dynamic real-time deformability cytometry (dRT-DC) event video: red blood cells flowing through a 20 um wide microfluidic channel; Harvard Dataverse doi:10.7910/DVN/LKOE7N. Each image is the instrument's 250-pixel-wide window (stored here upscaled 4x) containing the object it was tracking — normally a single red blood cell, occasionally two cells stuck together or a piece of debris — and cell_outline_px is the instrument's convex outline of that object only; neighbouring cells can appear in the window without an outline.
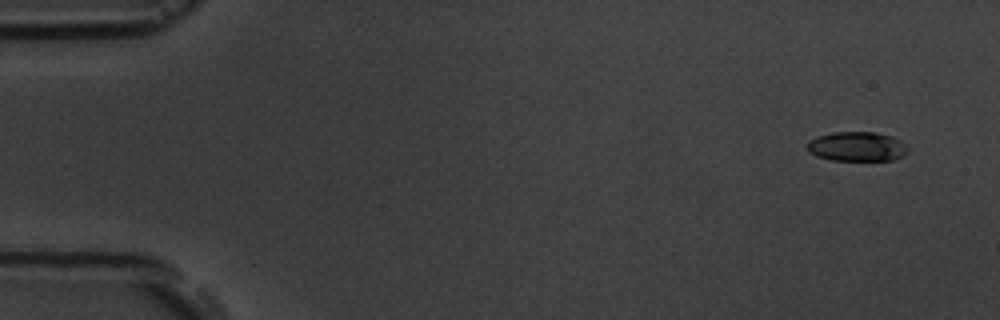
{"species": "common noctule bat (a hibernating species)", "species_latin": "Nyctalus noctula", "temperature_condition": "room temperature", "stored_images_in_passage": 6, "camera_frame_rate_fps": 3000, "um_per_image_px": 0.085, "animal": {"sex": "male", "body_mass_g": 19.5, "forearm_length_mm": 54.6}, "frame": {"image": 1, "passage_image": 1, "time_ms": 0.0, "image_size_px": [1000, 320], "cell_outline_px": [[908, 152], [904, 156], [892, 160], [832, 160], [816, 156], [808, 152], [808, 140], [816, 136], [832, 132], [876, 132], [892, 136], [904, 144], [908, 148]], "centroid_in_image_um": [72.83, 12.45], "position_along_channel_um": 12.2, "area_um2": 17.4}}
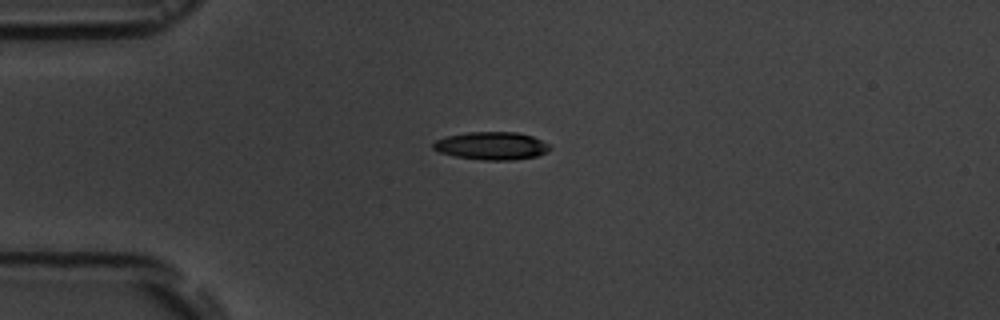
{"frame": {"image": 2, "passage_image": 4, "time_ms": 3.667, "image_size_px": [1000, 320], "cell_outline_px": [[552, 148], [548, 152], [536, 156], [512, 160], [480, 160], [456, 156], [440, 152], [432, 148], [432, 144], [436, 140], [448, 136], [468, 132], [516, 132], [532, 136], [548, 144]], "centroid_in_image_um": [41.8, 12.4], "position_along_channel_um": 43.2, "area_um2": 18.84}}
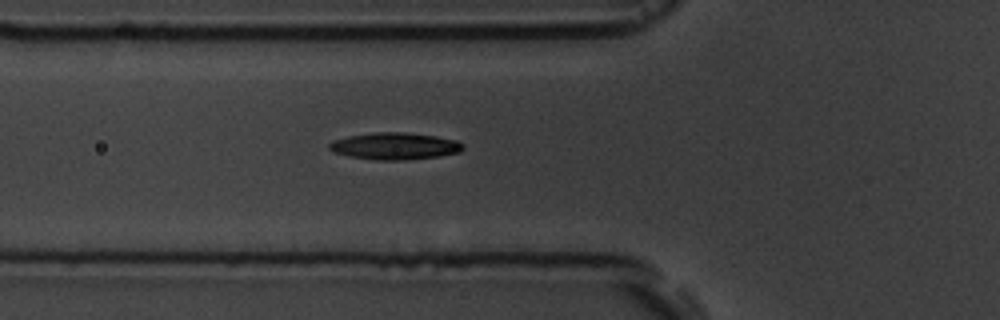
{"frame": {"image": 3, "passage_image": 6, "time_ms": 5.667, "image_size_px": [1000, 320], "cell_outline_px": [[464, 148], [460, 152], [440, 156], [404, 160], [376, 160], [348, 156], [332, 152], [328, 148], [328, 144], [332, 140], [348, 136], [372, 132], [404, 132], [436, 136], [456, 140], [464, 144]], "centroid_in_image_um": [33.53, 12.41], "position_along_channel_um": 92.3, "area_um2": 21.21}}